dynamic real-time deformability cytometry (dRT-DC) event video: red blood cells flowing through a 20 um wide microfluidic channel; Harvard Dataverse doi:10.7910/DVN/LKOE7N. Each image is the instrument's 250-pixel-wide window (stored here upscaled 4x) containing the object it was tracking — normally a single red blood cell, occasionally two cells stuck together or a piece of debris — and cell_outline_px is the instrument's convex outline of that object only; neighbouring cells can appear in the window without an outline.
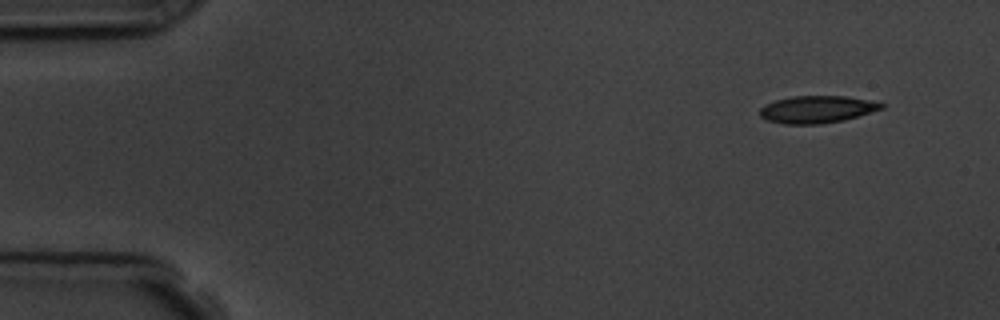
{"species": "common noctule bat (a hibernating species)", "species_latin": "Nyctalus noctula", "temperature_condition": "room temperature", "stored_images_in_passage": 8, "camera_frame_rate_fps": 3000, "um_per_image_px": 0.085, "animal": {"sex": "male", "body_mass_g": 19.5, "forearm_length_mm": 54.6}, "frame": {"image": 1, "passage_image": 1, "time_ms": 0.0, "image_size_px": [1000, 320], "cell_outline_px": [[884, 108], [844, 120], [820, 124], [784, 124], [768, 120], [760, 116], [760, 108], [764, 104], [776, 100], [792, 96], [848, 96], [868, 100], [884, 104]], "centroid_in_image_um": [69.42, 9.29], "position_along_channel_um": 15.6, "area_um2": 19.25}}
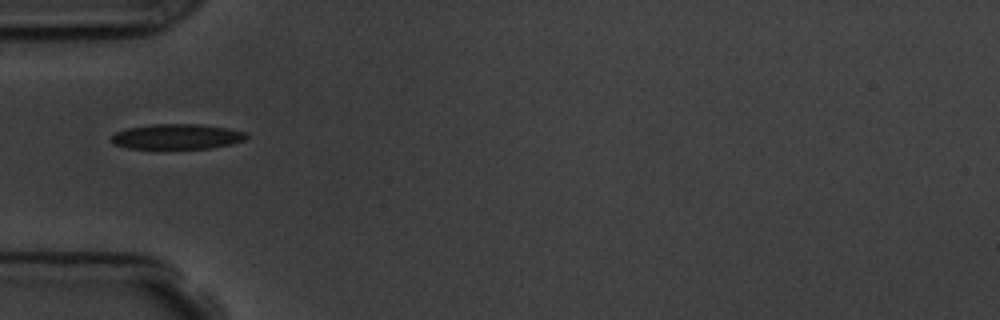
{"frame": {"image": 2, "passage_image": 5, "time_ms": 4.333, "image_size_px": [1000, 320], "cell_outline_px": [[248, 136], [244, 140], [232, 144], [212, 148], [128, 148], [116, 144], [112, 140], [112, 136], [116, 132], [128, 128], [152, 124], [200, 124], [228, 128], [244, 132]], "centroid_in_image_um": [15.08, 11.6], "position_along_channel_um": 69.9, "area_um2": 19.59}}